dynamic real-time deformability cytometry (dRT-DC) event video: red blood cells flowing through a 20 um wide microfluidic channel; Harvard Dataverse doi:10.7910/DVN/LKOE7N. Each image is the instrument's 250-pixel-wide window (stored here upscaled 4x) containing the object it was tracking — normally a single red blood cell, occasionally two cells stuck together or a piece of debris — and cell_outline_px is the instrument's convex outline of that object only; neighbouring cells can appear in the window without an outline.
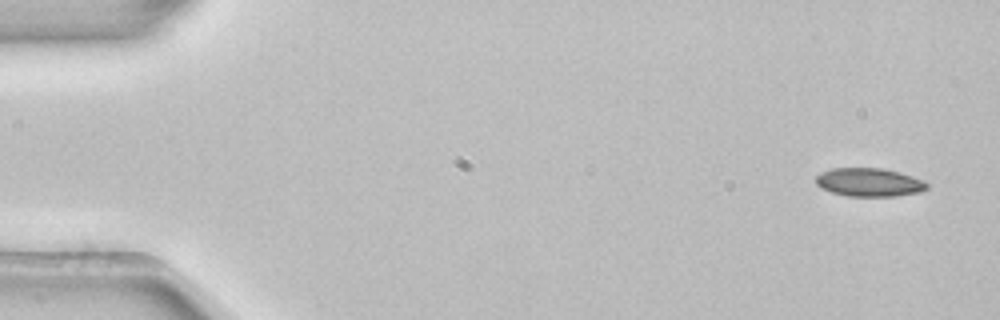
{"species": "common noctule bat (a hibernating species)", "species_latin": "Nyctalus noctula", "temperature_condition": "room temperature", "stored_images_in_passage": 4, "camera_frame_rate_fps": 3000, "um_per_image_px": 0.085, "animal": {"sex": "female", "body_mass_g": 22.7, "forearm_length_mm": 54.2}, "frame": {"image": 1, "passage_image": 1, "time_ms": 0.0, "image_size_px": [1000, 320], "cell_outline_px": [[928, 188], [920, 192], [896, 196], [848, 196], [832, 192], [820, 188], [816, 184], [816, 176], [820, 172], [832, 168], [884, 168], [900, 172], [912, 176], [928, 184]], "centroid_in_image_um": [73.85, 15.49], "position_along_channel_um": 11.1, "area_um2": 18.44}}
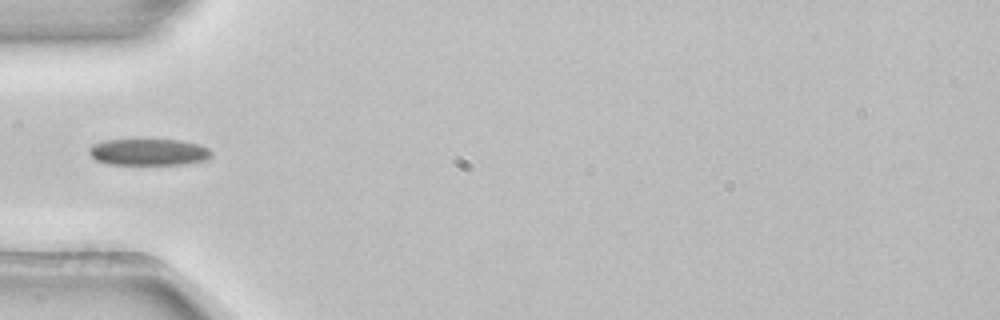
{"frame": {"image": 2, "passage_image": 4, "time_ms": 1.0, "image_size_px": [1000, 320], "cell_outline_px": [[212, 156], [208, 160], [184, 164], [108, 164], [96, 160], [88, 152], [88, 148], [92, 144], [104, 140], [180, 140], [200, 144], [208, 148], [212, 152]], "centroid_in_image_um": [12.66, 12.92], "position_along_channel_um": 72.3, "area_um2": 19.07}}